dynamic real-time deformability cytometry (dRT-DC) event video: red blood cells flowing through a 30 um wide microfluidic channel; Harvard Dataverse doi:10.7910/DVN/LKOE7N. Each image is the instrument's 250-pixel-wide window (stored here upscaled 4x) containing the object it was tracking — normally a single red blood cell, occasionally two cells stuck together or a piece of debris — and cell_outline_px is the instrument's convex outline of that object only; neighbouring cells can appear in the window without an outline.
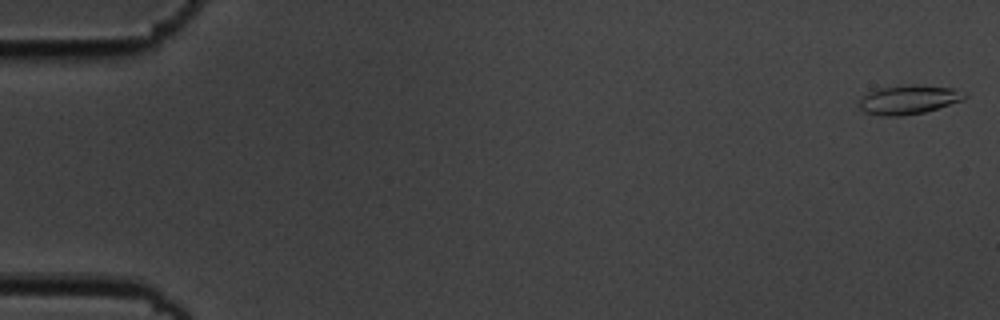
{"species": "common noctule bat (a hibernating species)", "species_latin": "Nyctalus noctula", "temperature_condition": "cold", "stored_images_in_passage": 56, "camera_frame_rate_fps": 3000, "um_per_image_px": 0.085, "animal": {"sex": "male", "body_mass_g": 19.5, "forearm_length_mm": 54.6}, "frame": {"image": 1, "passage_image": 1, "time_ms": 0.0, "image_size_px": [1000, 320], "cell_outline_px": [[968, 96], [964, 100], [924, 112], [900, 116], [880, 116], [864, 112], [860, 108], [860, 96], [876, 88], [900, 84], [916, 84], [956, 88], [968, 92]], "centroid_in_image_um": [77.25, 8.44], "position_along_channel_um": 7.7, "area_um2": 18.44}}
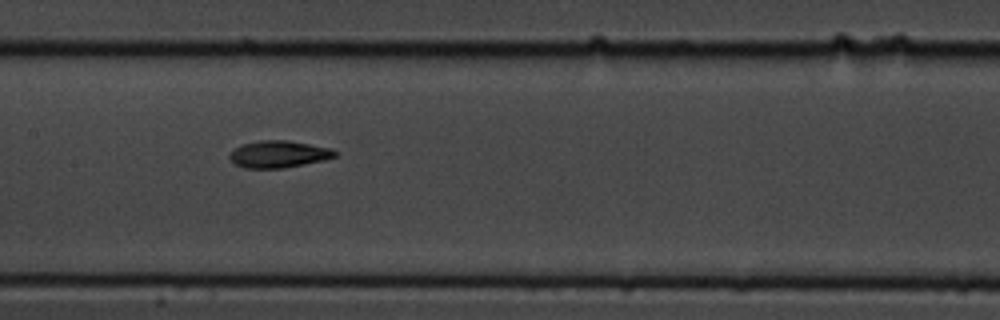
{"frame": {"image": 2, "passage_image": 28, "time_ms": 9.0, "image_size_px": [1000, 320], "cell_outline_px": [[336, 156], [324, 160], [284, 168], [244, 168], [236, 164], [228, 156], [240, 144], [260, 140], [288, 140], [332, 148], [336, 152]], "centroid_in_image_um": [23.69, 13.1], "position_along_channel_um": 183.7, "area_um2": 16.53}}
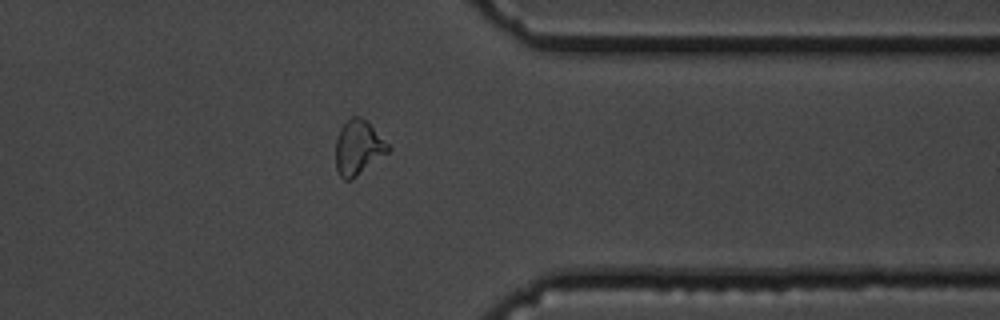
{"frame": {"image": 3, "passage_image": 45, "time_ms": 14.667, "image_size_px": [1000, 320], "cell_outline_px": [[392, 148], [388, 152], [352, 180], [344, 180], [340, 176], [336, 168], [336, 140], [340, 128], [352, 116], [360, 116]], "centroid_in_image_um": [30.43, 12.58], "position_along_channel_um": 381.0, "area_um2": 16.36}, "authors_computed_cell_mechanics": {"area_um2": 16.7331, "velocity_mm_per_s": 3.6076, "shape_relaxation_time_tau1_ms": 4.1518, "shape_relaxation_time_tau2_ms": 3.7403, "deformation_change_tau1": 0.1362, "deformation_change_tau2": 0.1081}}